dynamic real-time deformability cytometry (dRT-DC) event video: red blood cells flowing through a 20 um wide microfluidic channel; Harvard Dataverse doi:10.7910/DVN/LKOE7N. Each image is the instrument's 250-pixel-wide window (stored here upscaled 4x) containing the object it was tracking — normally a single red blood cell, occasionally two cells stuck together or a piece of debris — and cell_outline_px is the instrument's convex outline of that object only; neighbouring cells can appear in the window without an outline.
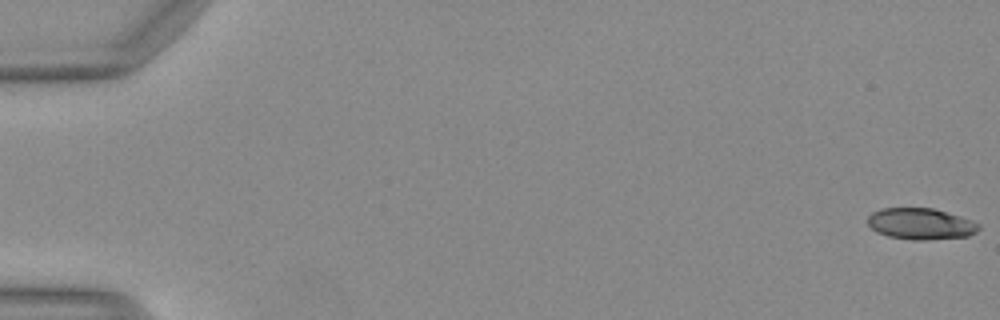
{"species": "Egyptian fruit bat (a non-hibernating species)", "species_latin": "Rousettus aegyptiacus", "temperature_condition": "warm", "stored_images_in_passage": 51, "camera_frame_rate_fps": 3000, "um_per_image_px": 0.085, "animal": {"sex": "female"}, "frame": {"image": 1, "passage_image": 1, "time_ms": 0.0, "image_size_px": [1000, 320], "cell_outline_px": [[980, 228], [976, 232], [968, 236], [928, 240], [912, 240], [888, 236], [876, 232], [868, 224], [868, 216], [872, 212], [880, 208], [932, 208], [960, 216], [980, 224]], "centroid_in_image_um": [78.25, 19.03], "position_along_channel_um": 6.8, "area_um2": 20.29}}
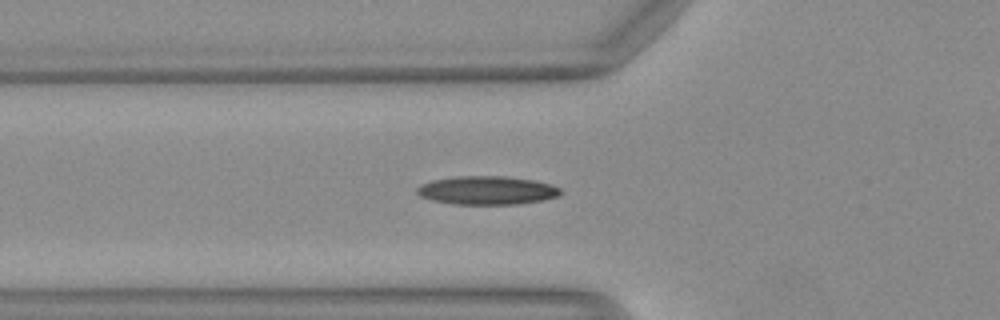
{"frame": {"image": 2, "passage_image": 19, "time_ms": 6.0, "image_size_px": [1000, 320], "cell_outline_px": [[564, 192], [560, 196], [544, 200], [516, 204], [452, 204], [432, 200], [420, 196], [416, 192], [416, 188], [420, 184], [432, 180], [452, 176], [504, 176], [532, 180], [552, 184], [560, 188]], "centroid_in_image_um": [41.4, 16.18], "position_along_channel_um": 84.4, "area_um2": 24.1}}
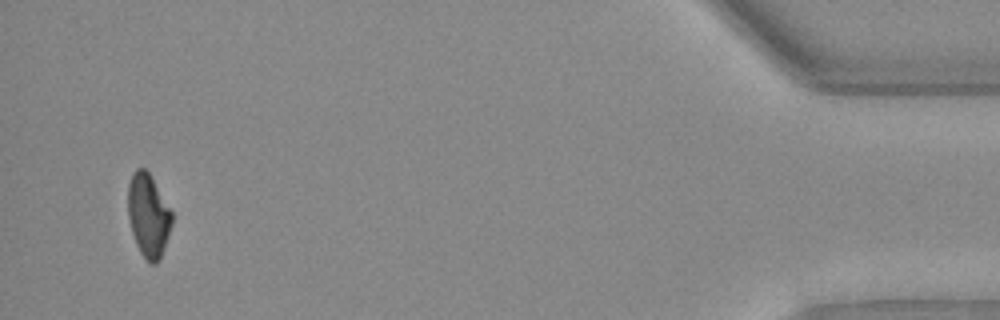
{"frame": {"image": 3, "passage_image": 49, "time_ms": 16.0, "image_size_px": [1000, 320], "cell_outline_px": [[172, 224], [168, 236], [160, 256], [156, 264], [152, 264], [140, 252], [136, 244], [132, 232], [128, 216], [128, 184], [132, 172], [136, 168], [144, 168], [148, 172], [172, 212]], "centroid_in_image_um": [12.59, 18.28], "position_along_channel_um": 422.6, "area_um2": 20.92}}